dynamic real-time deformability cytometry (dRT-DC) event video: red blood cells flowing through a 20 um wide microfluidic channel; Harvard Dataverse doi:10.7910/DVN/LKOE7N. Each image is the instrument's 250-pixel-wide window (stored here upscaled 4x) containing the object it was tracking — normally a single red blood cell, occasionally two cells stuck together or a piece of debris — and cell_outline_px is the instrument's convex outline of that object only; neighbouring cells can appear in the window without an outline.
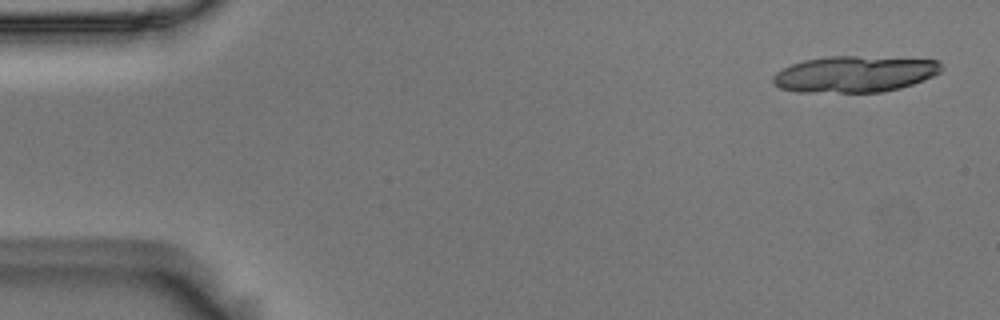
{"species": "Egyptian fruit bat (a non-hibernating species)", "species_latin": "Rousettus aegyptiacus", "temperature_condition": "room temperature", "stored_images_in_passage": 17, "camera_frame_rate_fps": 3000, "um_per_image_px": 0.085, "animal": {"sex": "male"}, "frame": {"image": 1, "passage_image": 2, "time_ms": 0.333, "image_size_px": [1000, 320], "cell_outline_px": [[944, 68], [940, 72], [924, 80], [900, 88], [884, 92], [796, 92], [780, 88], [772, 84], [772, 76], [776, 72], [792, 64], [804, 60], [828, 56], [856, 56], [940, 60]], "centroid_in_image_um": [72.64, 6.3], "position_along_channel_um": 12.4, "area_um2": 35.84}}